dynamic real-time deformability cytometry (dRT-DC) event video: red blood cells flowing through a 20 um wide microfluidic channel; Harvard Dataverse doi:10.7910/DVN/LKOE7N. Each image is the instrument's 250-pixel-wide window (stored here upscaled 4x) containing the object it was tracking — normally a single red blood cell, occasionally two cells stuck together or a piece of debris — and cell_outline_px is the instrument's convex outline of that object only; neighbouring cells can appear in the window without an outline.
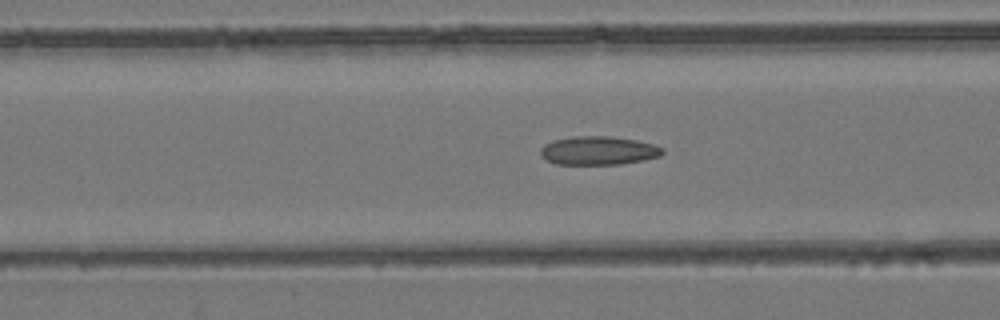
{"species": "common noctule bat (a hibernating species)", "species_latin": "Nyctalus noctula", "temperature_condition": "room temperature", "stored_images_in_passage": 54, "camera_frame_rate_fps": 3000, "um_per_image_px": 0.085, "animal": {"sex": "female", "body_mass_g": 24.6, "forearm_length_mm": 56.2}, "frame": {"image": 1, "passage_image": 22, "time_ms": 7.0, "image_size_px": [1000, 320], "cell_outline_px": [[664, 152], [660, 156], [644, 160], [620, 164], [556, 164], [544, 160], [540, 156], [540, 148], [544, 144], [552, 140], [572, 136], [608, 136], [636, 140], [652, 144], [664, 148]], "centroid_in_image_um": [50.82, 12.8], "position_along_channel_um": 115.8, "area_um2": 20.52}}
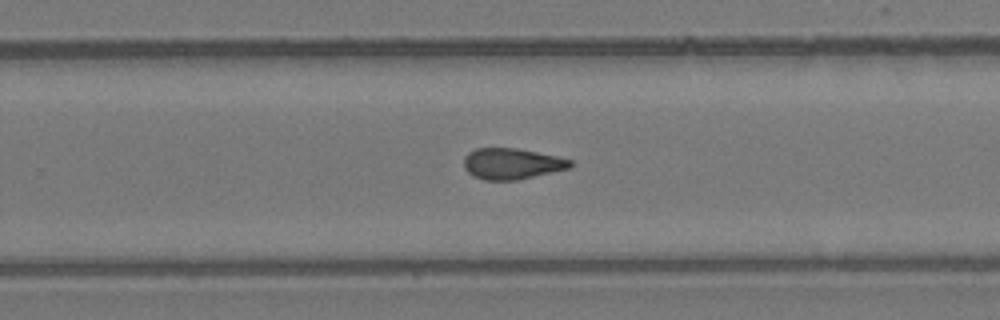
{"frame": {"image": 2, "passage_image": 35, "time_ms": 11.333, "image_size_px": [1000, 320], "cell_outline_px": [[572, 168], [516, 180], [484, 180], [472, 176], [464, 168], [464, 156], [468, 152], [476, 148], [516, 148], [556, 156], [572, 160]], "centroid_in_image_um": [43.49, 13.92], "position_along_channel_um": 286.3, "area_um2": 19.31}}
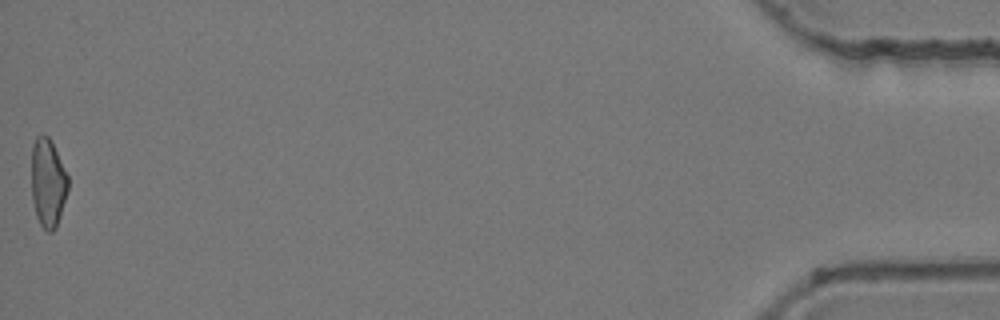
{"frame": {"image": 3, "passage_image": 54, "time_ms": 17.667, "image_size_px": [1000, 320], "cell_outline_px": [[68, 188], [60, 216], [56, 228], [52, 232], [48, 232], [40, 224], [36, 216], [32, 200], [32, 144], [36, 136], [48, 136], [68, 176]], "centroid_in_image_um": [4.06, 15.57], "position_along_channel_um": 431.1, "area_um2": 18.61}, "authors_computed_cell_mechanics": {"area_um2": 19.9699, "velocity_mm_per_s": 3.9464, "shape_relaxation_time_tau1_ms": null, "shape_relaxation_time_tau2_ms": 2.9819, "deformation_change_tau1": null, "deformation_change_tau2": 0.1143}}